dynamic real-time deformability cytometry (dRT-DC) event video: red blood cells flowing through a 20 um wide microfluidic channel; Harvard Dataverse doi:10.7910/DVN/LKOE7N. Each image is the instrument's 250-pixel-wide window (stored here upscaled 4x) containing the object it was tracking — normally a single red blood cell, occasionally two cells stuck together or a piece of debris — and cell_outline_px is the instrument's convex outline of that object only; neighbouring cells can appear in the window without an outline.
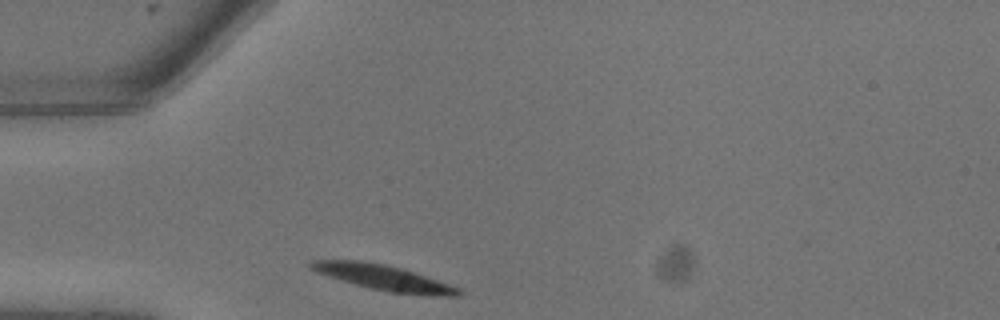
{"species": "common noctule bat (a hibernating species)", "species_latin": "Nyctalus noctula", "temperature_condition": "warm", "stored_images_in_passage": 3, "camera_frame_rate_fps": 3000, "um_per_image_px": 0.085, "animal": {"sex": "male", "body_mass_g": 13.3}, "frame": {"image": 1, "passage_image": 1, "time_ms": 0.0, "image_size_px": [1000, 320], "cell_outline_px": [[464, 292], [460, 296], [448, 296], [392, 292], [372, 288], [356, 284], [316, 272], [308, 268], [308, 264], [312, 260], [364, 260], [384, 264], [400, 268], [460, 288]], "centroid_in_image_um": [32.56, 23.58], "position_along_channel_um": 52.4, "area_um2": 21.27}}